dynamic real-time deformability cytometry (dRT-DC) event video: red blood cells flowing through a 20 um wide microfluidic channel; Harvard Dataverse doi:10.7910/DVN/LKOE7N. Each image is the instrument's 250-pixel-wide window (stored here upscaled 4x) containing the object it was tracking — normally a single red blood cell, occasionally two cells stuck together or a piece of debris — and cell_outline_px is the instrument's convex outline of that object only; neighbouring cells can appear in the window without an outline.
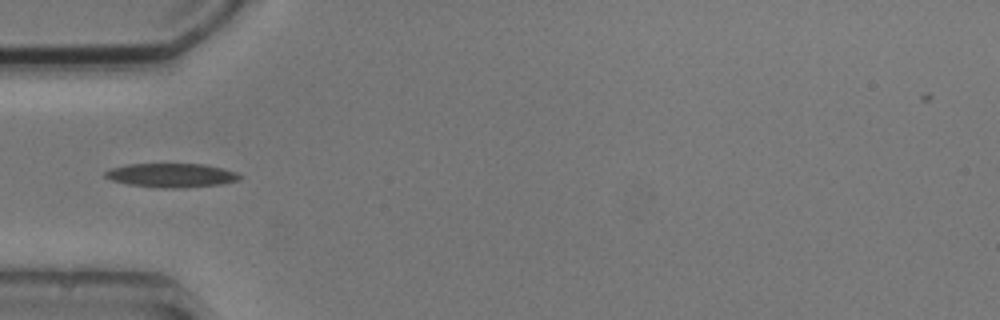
{"species": "common noctule bat (a hibernating species)", "species_latin": "Nyctalus noctula", "temperature_condition": "cold", "stored_images_in_passage": 4, "camera_frame_rate_fps": 3000, "um_per_image_px": 0.085, "animal": {"sex": "male", "body_mass_g": 20.5, "forearm_length_mm": 52.5}, "frame": {"image": 1, "passage_image": 1, "time_ms": 0.0, "image_size_px": [1000, 320], "cell_outline_px": [[244, 176], [240, 180], [220, 184], [184, 188], [160, 188], [128, 184], [112, 180], [104, 176], [104, 172], [112, 168], [128, 164], [204, 164], [236, 172]], "centroid_in_image_um": [14.59, 14.9], "position_along_channel_um": 70.4, "area_um2": 18.79}}